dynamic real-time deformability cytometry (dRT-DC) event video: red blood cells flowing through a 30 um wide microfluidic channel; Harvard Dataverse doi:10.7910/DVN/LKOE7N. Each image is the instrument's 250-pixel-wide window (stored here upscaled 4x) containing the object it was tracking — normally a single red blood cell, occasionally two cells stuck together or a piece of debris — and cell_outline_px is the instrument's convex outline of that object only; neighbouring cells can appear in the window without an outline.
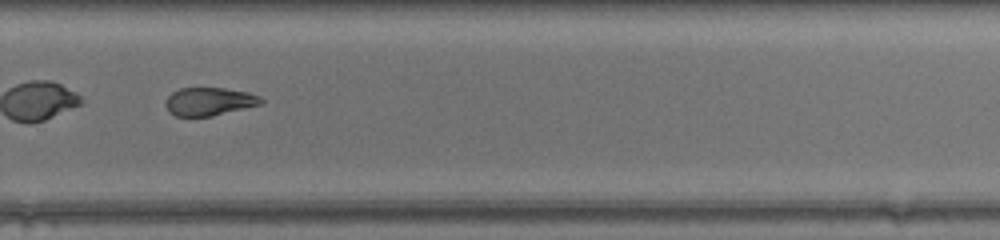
{"species": "common noctule bat (a hibernating species)", "species_latin": "Nyctalus noctula", "temperature_condition": "warm", "stored_images_in_passage": 47, "camera_frame_rate_fps": 3000, "um_per_image_px": 0.085, "animal": {"sex": "female", "body_mass_g": 17.0, "forearm_length_mm": 48.0}, "frame": {"image": 1, "passage_image": 34, "time_ms": 11.0, "image_size_px": [1000, 240], "cell_outline_px": [[264, 104], [212, 116], [176, 116], [168, 112], [164, 104], [168, 96], [172, 92], [180, 88], [224, 88], [248, 92], [260, 96], [264, 100]], "centroid_in_image_um": [17.8, 8.63], "position_along_channel_um": 312.0, "area_um2": 15.84}, "authors_computed_cell_mechanics": {"area_um2": 17.918, "velocity_mm_per_s": 4.4026, "shape_relaxation_time_tau1_ms": null, "shape_relaxation_time_tau2_ms": 4.7485, "deformation_change_tau1": null, "deformation_change_tau2": 0.1341}}